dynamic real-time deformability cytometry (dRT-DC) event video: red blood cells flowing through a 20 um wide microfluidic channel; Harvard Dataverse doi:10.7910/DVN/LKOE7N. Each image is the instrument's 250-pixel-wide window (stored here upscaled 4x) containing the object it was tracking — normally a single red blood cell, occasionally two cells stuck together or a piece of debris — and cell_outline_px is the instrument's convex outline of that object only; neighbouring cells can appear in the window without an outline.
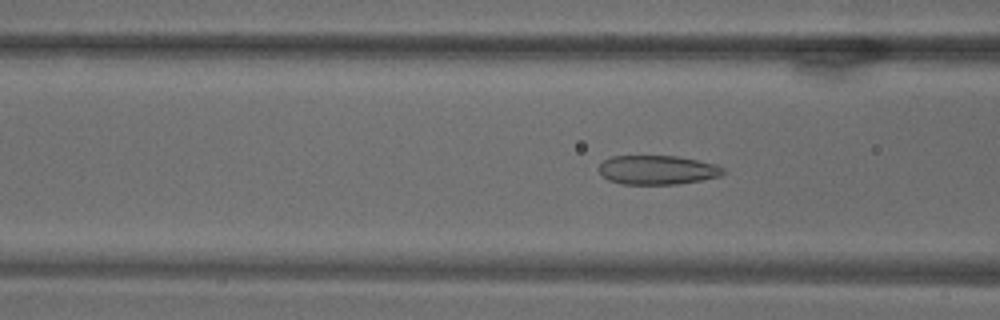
{"species": "common noctule bat (a hibernating species)", "species_latin": "Nyctalus noctula", "temperature_condition": "warm", "stored_images_in_passage": 71, "camera_frame_rate_fps": 3000, "um_per_image_px": 0.085, "animal": {"sex": "male", "body_mass_g": 18.8}, "frame": {"image": 1, "passage_image": 28, "time_ms": 9.0, "image_size_px": [1000, 320], "cell_outline_px": [[724, 172], [720, 176], [700, 180], [676, 184], [624, 184], [608, 180], [600, 172], [600, 164], [604, 160], [612, 156], [676, 156], [716, 164], [724, 168]], "centroid_in_image_um": [55.88, 14.44], "position_along_channel_um": 110.7, "area_um2": 20.87}}
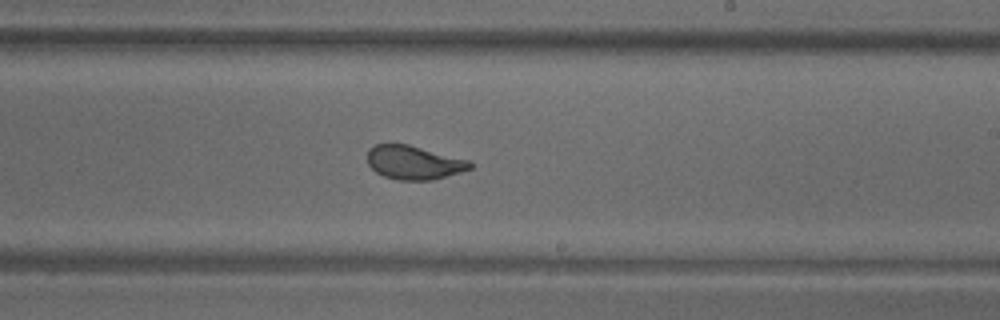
{"frame": {"image": 2, "passage_image": 43, "time_ms": 14.0, "image_size_px": [1000, 320], "cell_outline_px": [[472, 168], [460, 172], [432, 180], [400, 180], [384, 176], [376, 172], [368, 164], [368, 148], [376, 144], [388, 140], [408, 144], [468, 160], [472, 164]], "centroid_in_image_um": [35.11, 13.77], "position_along_channel_um": 253.9, "area_um2": 20.46}}
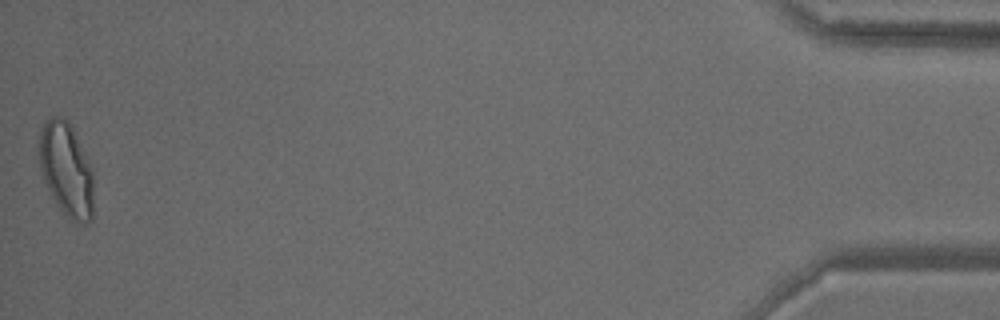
{"frame": {"image": 3, "passage_image": 71, "time_ms": 23.333, "image_size_px": [1000, 320], "cell_outline_px": [[92, 220], [88, 224], [80, 224], [72, 220], [56, 204], [44, 180], [40, 168], [40, 128], [44, 120], [52, 116], [64, 116], [68, 120], [92, 168]], "centroid_in_image_um": [5.63, 14.39], "position_along_channel_um": 429.6, "area_um2": 29.54}}